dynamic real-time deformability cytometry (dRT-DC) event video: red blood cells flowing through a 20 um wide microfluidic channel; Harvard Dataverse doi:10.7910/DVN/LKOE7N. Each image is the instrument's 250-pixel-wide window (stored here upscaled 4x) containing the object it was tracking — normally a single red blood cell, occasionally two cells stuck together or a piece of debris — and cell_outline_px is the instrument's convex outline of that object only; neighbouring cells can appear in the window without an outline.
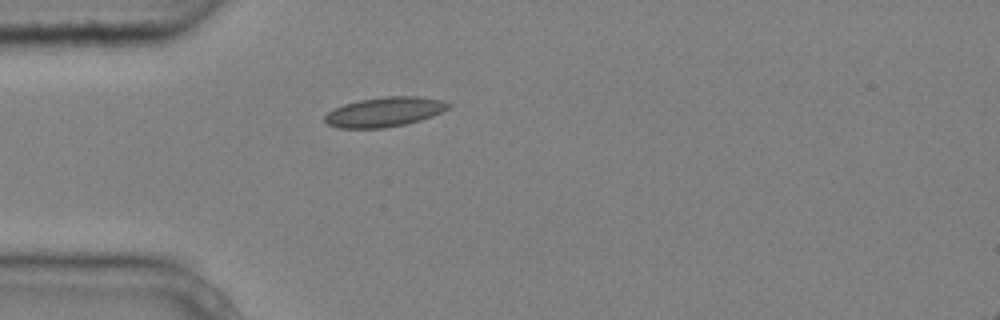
{"species": "common noctule bat (a hibernating species)", "species_latin": "Nyctalus noctula", "temperature_condition": "cold", "stored_images_in_passage": 1, "camera_frame_rate_fps": 3000, "um_per_image_px": 0.085, "animal": {"sex": "male", "body_mass_g": 20.4}, "frame": {"image": 1, "passage_image": 1, "time_ms": 0.0, "image_size_px": [1000, 320], "cell_outline_px": [[452, 104], [448, 108], [432, 116], [420, 120], [404, 124], [384, 128], [340, 128], [328, 124], [324, 120], [324, 116], [328, 112], [344, 104], [360, 100], [388, 96], [416, 96], [444, 100]], "centroid_in_image_um": [32.7, 9.51], "position_along_channel_um": 52.3, "area_um2": 21.15}}